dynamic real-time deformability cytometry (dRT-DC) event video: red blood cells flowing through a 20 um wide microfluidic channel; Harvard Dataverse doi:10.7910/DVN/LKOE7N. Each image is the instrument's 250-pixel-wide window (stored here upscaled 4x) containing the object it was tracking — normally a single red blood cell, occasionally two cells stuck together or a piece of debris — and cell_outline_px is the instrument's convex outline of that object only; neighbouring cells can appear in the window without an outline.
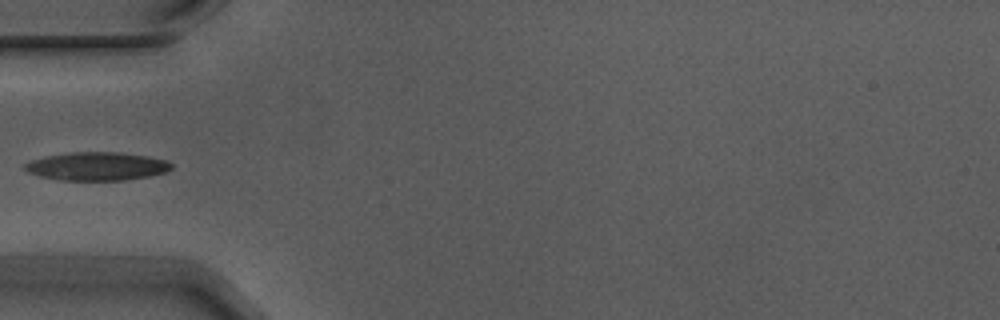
{"species": "Egyptian fruit bat (a non-hibernating species)", "species_latin": "Rousettus aegyptiacus", "temperature_condition": "warm", "stored_images_in_passage": 4, "camera_frame_rate_fps": 3000, "um_per_image_px": 0.085, "animal": {"sex": "male"}, "frame": {"image": 1, "passage_image": 3, "time_ms": 0.667, "image_size_px": [1000, 320], "cell_outline_px": [[172, 168], [168, 172], [148, 176], [124, 180], [60, 180], [40, 176], [28, 172], [24, 168], [24, 164], [28, 160], [48, 156], [72, 152], [116, 152], [148, 156], [168, 160], [172, 164]], "centroid_in_image_um": [8.25, 14.13], "position_along_channel_um": 76.7, "area_um2": 24.22}}